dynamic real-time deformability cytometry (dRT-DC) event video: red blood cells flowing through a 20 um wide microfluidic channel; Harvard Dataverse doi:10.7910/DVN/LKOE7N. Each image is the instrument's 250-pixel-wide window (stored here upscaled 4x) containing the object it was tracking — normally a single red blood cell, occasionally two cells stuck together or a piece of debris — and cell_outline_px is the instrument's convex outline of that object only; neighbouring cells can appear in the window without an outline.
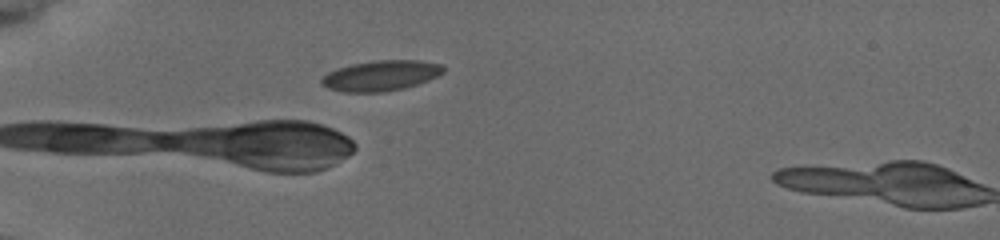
{"species": "common noctule bat (a hibernating species)", "species_latin": "Nyctalus noctula", "temperature_condition": "cold", "stored_images_in_passage": 17, "camera_frame_rate_fps": 3000, "um_per_image_px": 0.085, "animal": {"sex": "female", "body_mass_g": 19.5, "forearm_length_mm": 54.1}, "frame": {"image": 1, "passage_image": 1, "time_ms": 0.0, "image_size_px": [1000, 240], "cell_outline_px": [[444, 72], [428, 80], [404, 88], [384, 92], [344, 92], [328, 88], [320, 84], [320, 80], [328, 72], [336, 68], [352, 64], [376, 60], [420, 60], [444, 64]], "centroid_in_image_um": [32.37, 6.42], "position_along_channel_um": 52.6, "area_um2": 21.68}}